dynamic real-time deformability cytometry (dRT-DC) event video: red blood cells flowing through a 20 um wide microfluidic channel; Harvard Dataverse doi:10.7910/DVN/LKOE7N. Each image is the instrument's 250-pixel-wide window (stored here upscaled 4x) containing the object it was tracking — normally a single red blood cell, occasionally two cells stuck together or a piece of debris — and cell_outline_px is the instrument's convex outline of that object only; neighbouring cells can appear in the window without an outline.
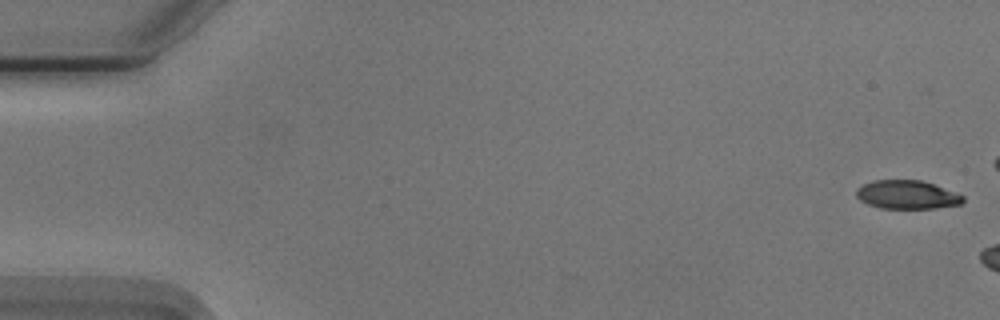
{"species": "Egyptian fruit bat (a non-hibernating species)", "species_latin": "Rousettus aegyptiacus", "temperature_condition": "cold", "stored_images_in_passage": 6, "camera_frame_rate_fps": 3000, "um_per_image_px": 0.085, "animal": {"sex": "male"}, "frame": {"image": 1, "passage_image": 1, "time_ms": 0.0, "image_size_px": [1000, 320], "cell_outline_px": [[964, 200], [960, 204], [936, 208], [880, 208], [868, 204], [860, 200], [856, 196], [856, 188], [872, 180], [920, 180], [932, 184], [964, 196]], "centroid_in_image_um": [77.05, 16.55], "position_along_channel_um": 7.9, "area_um2": 17.57}}